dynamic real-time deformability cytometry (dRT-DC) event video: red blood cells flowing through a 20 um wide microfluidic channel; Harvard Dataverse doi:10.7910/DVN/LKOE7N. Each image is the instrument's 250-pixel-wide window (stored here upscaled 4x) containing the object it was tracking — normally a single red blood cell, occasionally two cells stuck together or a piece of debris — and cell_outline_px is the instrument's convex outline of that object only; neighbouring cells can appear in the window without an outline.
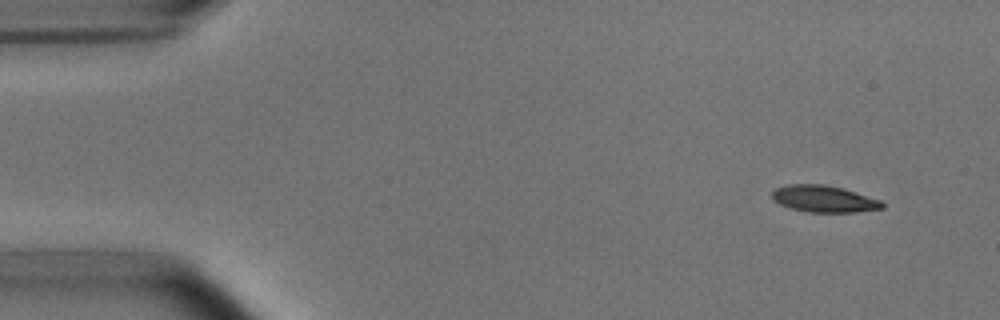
{"species": "common noctule bat (a hibernating species)", "species_latin": "Nyctalus noctula", "temperature_condition": "room temperature", "stored_images_in_passage": 4, "camera_frame_rate_fps": 3000, "um_per_image_px": 0.085, "animal": {"sex": "male", "body_mass_g": 15.6}, "frame": {"image": 1, "passage_image": 1, "time_ms": 0.0, "image_size_px": [1000, 320], "cell_outline_px": [[884, 208], [856, 212], [808, 212], [788, 208], [772, 200], [772, 192], [776, 188], [788, 184], [824, 184], [844, 188], [880, 200], [884, 204]], "centroid_in_image_um": [70.01, 16.9], "position_along_channel_um": 15.0, "area_um2": 17.28}}
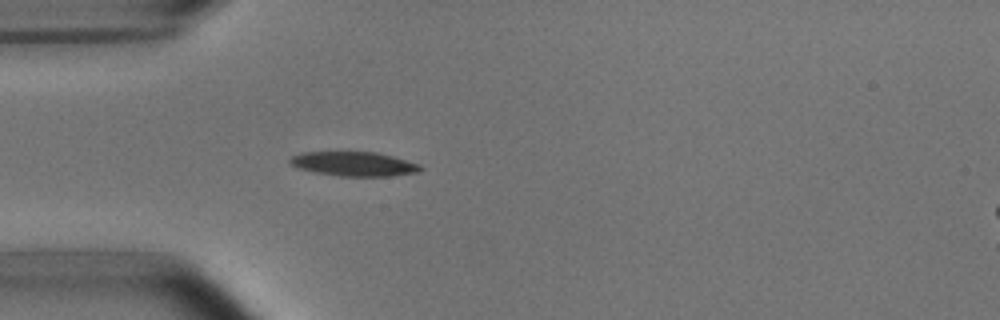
{"frame": {"image": 2, "passage_image": 4, "time_ms": 3.667, "image_size_px": [1000, 320], "cell_outline_px": [[424, 168], [420, 172], [392, 176], [336, 176], [312, 172], [296, 168], [288, 164], [288, 160], [292, 156], [300, 152], [376, 152], [392, 156], [420, 164]], "centroid_in_image_um": [30.05, 13.94], "position_along_channel_um": 55.0, "area_um2": 18.84}}